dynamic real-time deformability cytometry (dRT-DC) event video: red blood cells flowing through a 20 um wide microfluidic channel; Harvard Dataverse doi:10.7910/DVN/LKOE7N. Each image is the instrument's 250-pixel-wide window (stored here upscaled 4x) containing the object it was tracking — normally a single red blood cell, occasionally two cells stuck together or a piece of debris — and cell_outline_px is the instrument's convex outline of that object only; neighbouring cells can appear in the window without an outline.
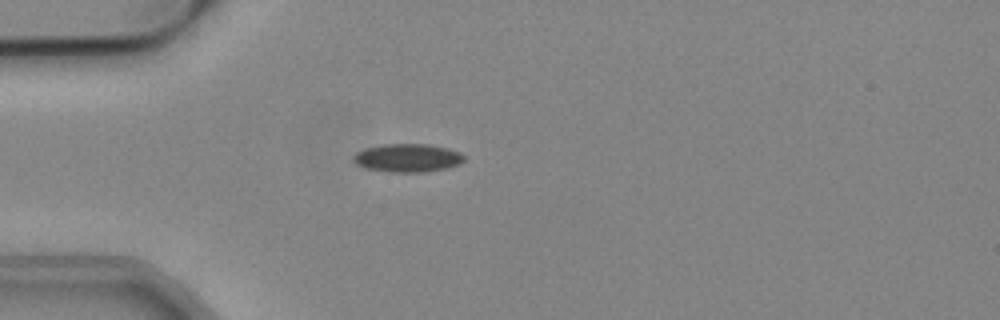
{"species": "common noctule bat (a hibernating species)", "species_latin": "Nyctalus noctula", "temperature_condition": "cold", "stored_images_in_passage": 40, "camera_frame_rate_fps": 3000, "um_per_image_px": 0.085, "animal": {"sex": "male", "body_mass_g": 19.2, "forearm_length_mm": 51.8}, "frame": {"image": 1, "passage_image": 1, "time_ms": 0.0, "image_size_px": [1000, 320], "cell_outline_px": [[464, 160], [460, 164], [448, 168], [424, 172], [388, 172], [364, 168], [356, 164], [352, 160], [352, 156], [356, 152], [364, 148], [384, 144], [428, 144], [448, 148], [460, 152], [464, 156]], "centroid_in_image_um": [34.62, 13.42], "position_along_channel_um": 50.4, "area_um2": 18.5}}
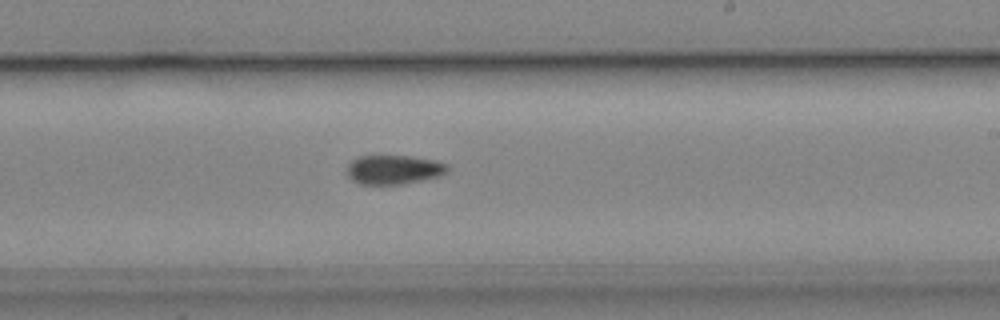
{"frame": {"image": 2, "passage_image": 18, "time_ms": 5.667, "image_size_px": [1000, 320], "cell_outline_px": [[448, 172], [436, 176], [420, 180], [400, 184], [360, 184], [352, 180], [348, 176], [348, 164], [352, 160], [360, 156], [412, 156], [436, 160], [448, 164]], "centroid_in_image_um": [33.47, 14.41], "position_along_channel_um": 255.5, "area_um2": 16.94}}
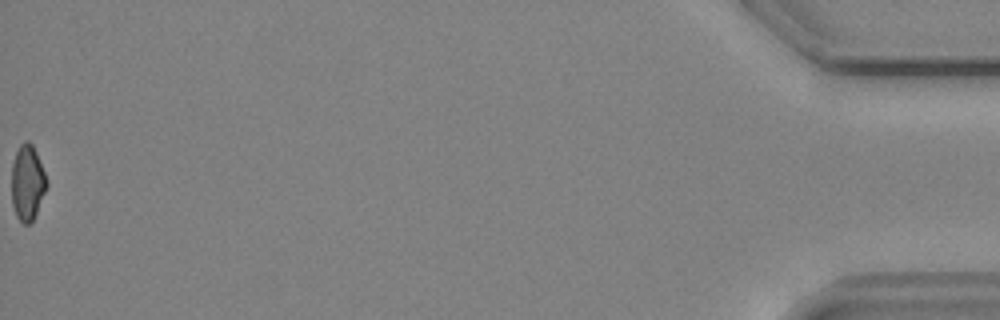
{"frame": {"image": 3, "passage_image": 40, "time_ms": 13.0, "image_size_px": [1000, 320], "cell_outline_px": [[48, 184], [32, 224], [24, 224], [16, 216], [12, 204], [12, 164], [16, 152], [20, 144], [24, 140], [28, 140], [32, 144], [36, 152], [44, 172]], "centroid_in_image_um": [2.33, 15.54], "position_along_channel_um": 432.9, "area_um2": 15.43}}